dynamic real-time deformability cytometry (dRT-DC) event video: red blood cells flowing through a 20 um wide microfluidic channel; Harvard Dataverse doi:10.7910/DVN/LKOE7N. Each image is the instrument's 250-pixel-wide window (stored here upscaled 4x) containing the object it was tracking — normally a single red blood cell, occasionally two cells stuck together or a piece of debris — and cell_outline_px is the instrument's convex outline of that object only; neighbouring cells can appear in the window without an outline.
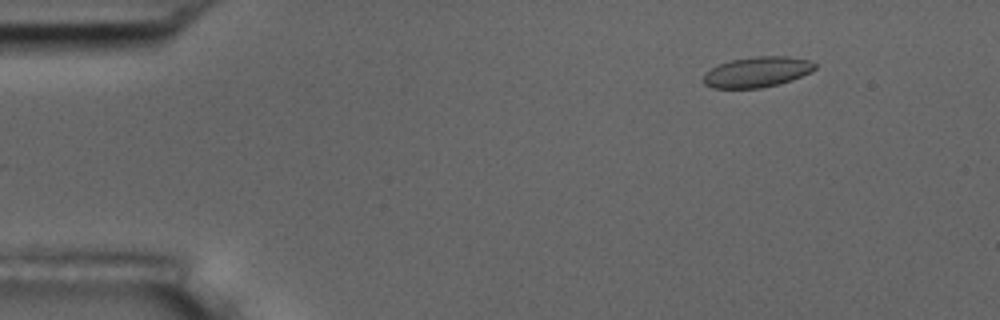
{"species": "common noctule bat (a hibernating species)", "species_latin": "Nyctalus noctula", "temperature_condition": "room temperature", "stored_images_in_passage": 4, "camera_frame_rate_fps": 3000, "um_per_image_px": 0.085, "animal": {"sex": "male", "body_mass_g": 17.5, "forearm_length_mm": 52.3}, "frame": {"image": 1, "passage_image": 2, "time_ms": 1.333, "image_size_px": [1000, 320], "cell_outline_px": [[816, 68], [812, 72], [792, 80], [760, 88], [712, 88], [704, 84], [704, 76], [712, 68], [720, 64], [732, 60], [756, 56], [788, 56], [808, 60], [816, 64]], "centroid_in_image_um": [64.39, 6.12], "position_along_channel_um": 20.6, "area_um2": 19.59}}